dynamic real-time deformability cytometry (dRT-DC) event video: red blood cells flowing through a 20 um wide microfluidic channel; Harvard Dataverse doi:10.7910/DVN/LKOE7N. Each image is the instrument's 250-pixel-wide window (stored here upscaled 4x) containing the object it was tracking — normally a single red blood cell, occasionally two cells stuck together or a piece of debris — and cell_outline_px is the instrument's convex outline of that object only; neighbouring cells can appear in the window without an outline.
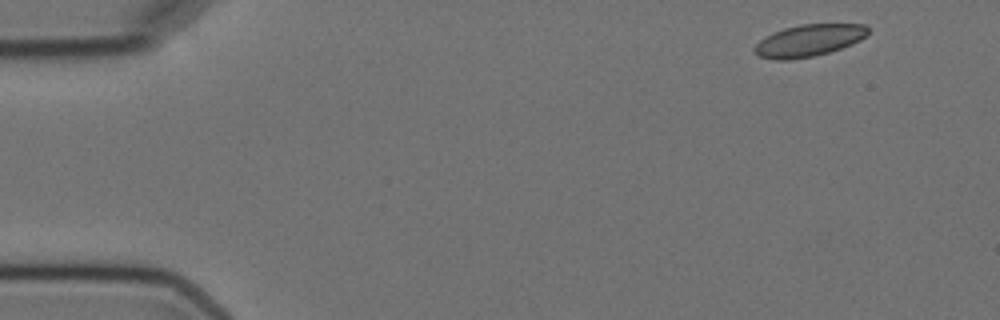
{"species": "Egyptian fruit bat (a non-hibernating species)", "species_latin": "Rousettus aegyptiacus", "temperature_condition": "cold", "stored_images_in_passage": 4, "camera_frame_rate_fps": 3000, "um_per_image_px": 0.085, "animal": {"sex": "female"}, "frame": {"image": 1, "passage_image": 1, "time_ms": 0.0, "image_size_px": [1000, 320], "cell_outline_px": [[868, 36], [852, 44], [828, 52], [812, 56], [792, 60], [776, 60], [756, 56], [752, 52], [752, 48], [764, 36], [784, 28], [800, 24], [864, 24], [868, 28]], "centroid_in_image_um": [68.7, 3.45], "position_along_channel_um": 16.3, "area_um2": 21.33}}